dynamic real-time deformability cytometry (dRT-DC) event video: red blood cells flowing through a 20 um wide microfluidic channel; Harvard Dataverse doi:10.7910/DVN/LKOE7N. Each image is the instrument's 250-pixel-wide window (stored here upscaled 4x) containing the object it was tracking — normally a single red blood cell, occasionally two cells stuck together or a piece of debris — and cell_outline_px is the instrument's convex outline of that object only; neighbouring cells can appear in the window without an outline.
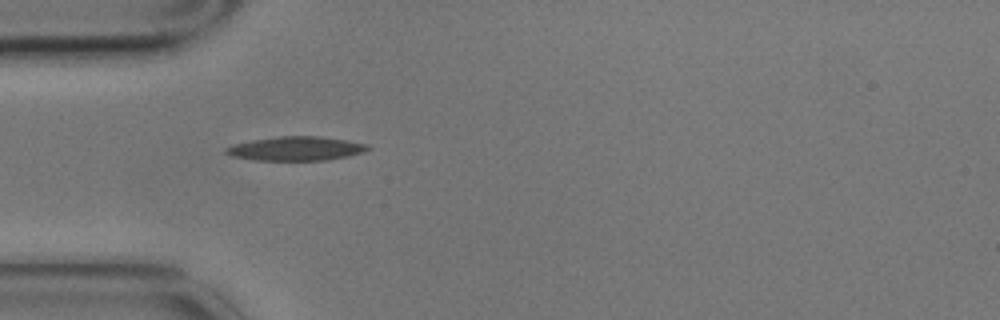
{"species": "common noctule bat (a hibernating species)", "species_latin": "Nyctalus noctula", "temperature_condition": "cold", "stored_images_in_passage": 2, "camera_frame_rate_fps": 3000, "um_per_image_px": 0.085, "animal": {"sex": "male", "body_mass_g": 17.9}, "frame": {"image": 1, "passage_image": 1, "time_ms": 0.0, "image_size_px": [1000, 320], "cell_outline_px": [[372, 148], [364, 152], [348, 156], [328, 160], [252, 160], [232, 156], [224, 152], [224, 148], [232, 144], [252, 140], [280, 136], [320, 136], [348, 140], [368, 144]], "centroid_in_image_um": [25.17, 12.63], "position_along_channel_um": 59.8, "area_um2": 20.06}}